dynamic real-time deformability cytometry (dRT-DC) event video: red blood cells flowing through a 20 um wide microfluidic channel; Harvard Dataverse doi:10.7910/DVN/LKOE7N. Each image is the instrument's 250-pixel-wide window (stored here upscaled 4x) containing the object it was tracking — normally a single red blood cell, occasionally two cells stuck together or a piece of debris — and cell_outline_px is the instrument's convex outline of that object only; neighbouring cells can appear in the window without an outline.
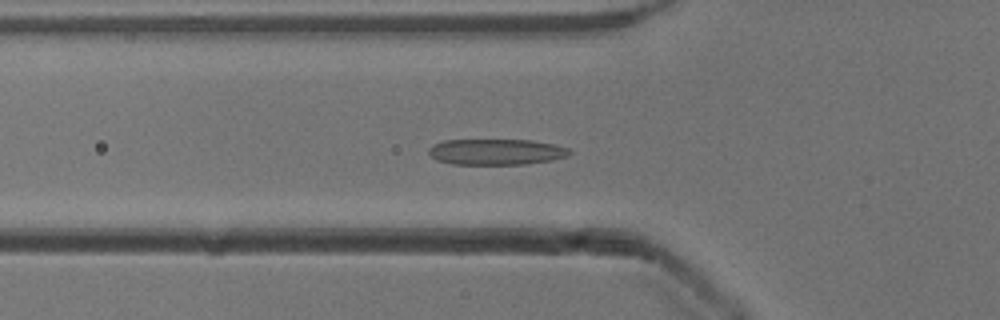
{"species": "common noctule bat (a hibernating species)", "species_latin": "Nyctalus noctula", "temperature_condition": "cold", "stored_images_in_passage": 37, "camera_frame_rate_fps": 3000, "um_per_image_px": 0.085, "animal": {"sex": "male", "body_mass_g": 13.3}, "frame": {"image": 1, "passage_image": 3, "time_ms": 0.667, "image_size_px": [1000, 320], "cell_outline_px": [[572, 152], [568, 156], [552, 160], [524, 164], [452, 164], [436, 160], [428, 152], [428, 148], [432, 144], [444, 140], [532, 140], [556, 144], [568, 148]], "centroid_in_image_um": [42.18, 12.9], "position_along_channel_um": 83.6, "area_um2": 21.39}}
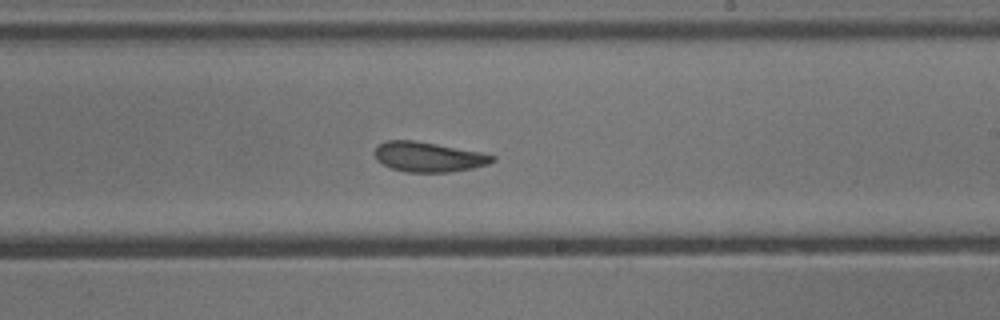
{"frame": {"image": 2, "passage_image": 16, "time_ms": 5.0, "image_size_px": [1000, 320], "cell_outline_px": [[496, 160], [488, 164], [472, 168], [448, 172], [408, 172], [392, 168], [376, 160], [376, 148], [380, 144], [388, 140], [412, 140], [436, 144], [480, 152], [496, 156]], "centroid_in_image_um": [36.44, 13.34], "position_along_channel_um": 252.6, "area_um2": 20.17}}
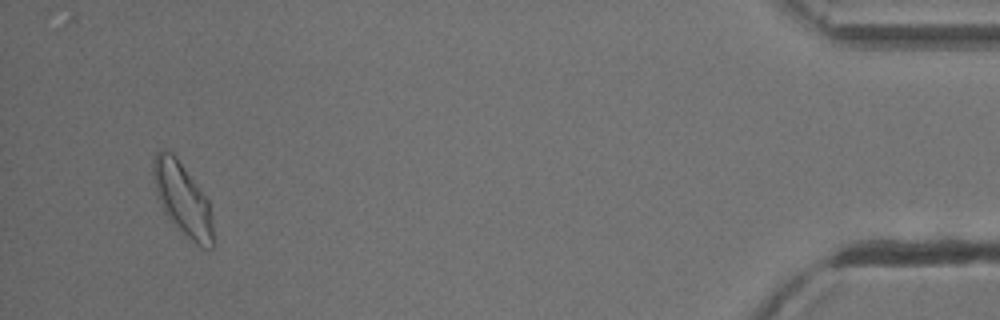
{"frame": {"image": 3, "passage_image": 35, "time_ms": 11.333, "image_size_px": [1000, 320], "cell_outline_px": [[216, 244], [212, 248], [204, 248], [196, 244], [176, 228], [168, 220], [156, 192], [152, 172], [152, 160], [156, 152], [164, 148], [172, 152], [176, 156], [208, 200], [212, 220]], "centroid_in_image_um": [15.52, 16.95], "position_along_channel_um": 419.7, "area_um2": 25.61}, "authors_computed_cell_mechanics": {"area_um2": 20.9814, "velocity_mm_per_s": 3.8813, "shape_relaxation_time_tau1_ms": 4.1364, "shape_relaxation_time_tau2_ms": 2.1488, "deformation_change_tau1": 0.1402, "deformation_change_tau2": 0.0927}}